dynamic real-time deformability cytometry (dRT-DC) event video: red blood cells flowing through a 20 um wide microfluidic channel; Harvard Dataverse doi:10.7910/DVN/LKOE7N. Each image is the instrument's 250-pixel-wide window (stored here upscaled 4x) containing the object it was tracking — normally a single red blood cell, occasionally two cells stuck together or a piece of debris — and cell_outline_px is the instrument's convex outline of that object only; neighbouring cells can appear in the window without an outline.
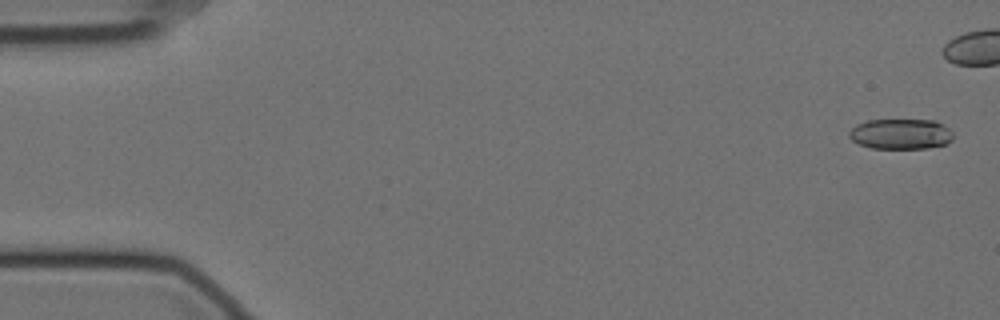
{"species": "Egyptian fruit bat (a non-hibernating species)", "species_latin": "Rousettus aegyptiacus", "temperature_condition": "cold", "stored_images_in_passage": 45, "camera_frame_rate_fps": 3000, "um_per_image_px": 0.085, "animal": {"sex": "female"}, "frame": {"image": 1, "passage_image": 1, "time_ms": 0.0, "image_size_px": [1000, 320], "cell_outline_px": [[952, 140], [944, 144], [928, 148], [872, 148], [860, 144], [852, 140], [848, 136], [848, 132], [856, 124], [868, 120], [936, 120], [948, 128], [952, 132]], "centroid_in_image_um": [76.55, 11.38], "position_along_channel_um": 8.5, "area_um2": 18.38}}
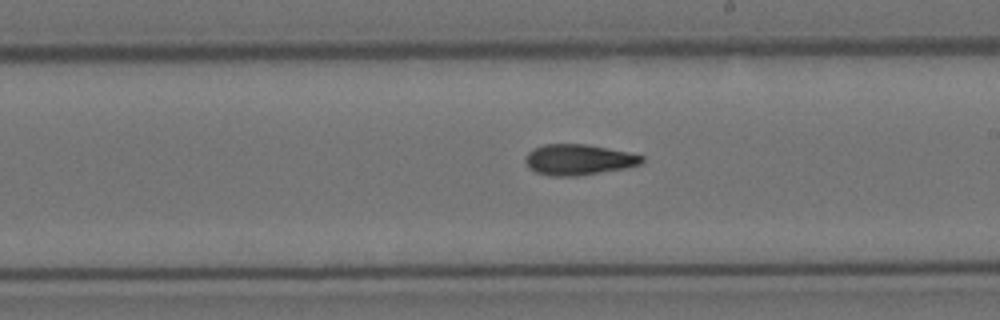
{"frame": {"image": 2, "passage_image": 32, "time_ms": 10.333, "image_size_px": [1000, 320], "cell_outline_px": [[644, 160], [640, 164], [624, 168], [576, 176], [552, 176], [536, 172], [528, 168], [524, 160], [528, 152], [532, 148], [544, 144], [588, 144], [628, 152], [644, 156]], "centroid_in_image_um": [49.14, 13.56], "position_along_channel_um": 239.9, "area_um2": 20.87}}
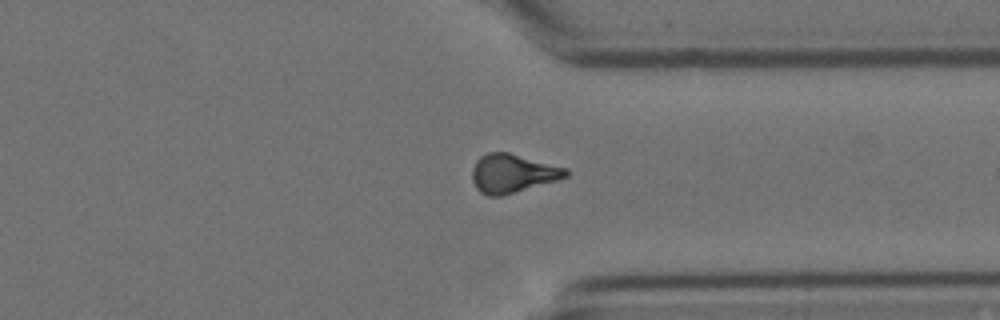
{"frame": {"image": 3, "passage_image": 43, "time_ms": 14.0, "image_size_px": [1000, 320], "cell_outline_px": [[568, 176], [556, 180], [500, 196], [488, 196], [480, 192], [476, 188], [472, 180], [472, 168], [476, 160], [480, 156], [488, 152], [508, 152], [568, 168]], "centroid_in_image_um": [43.54, 14.72], "position_along_channel_um": 367.9, "area_um2": 20.98}}